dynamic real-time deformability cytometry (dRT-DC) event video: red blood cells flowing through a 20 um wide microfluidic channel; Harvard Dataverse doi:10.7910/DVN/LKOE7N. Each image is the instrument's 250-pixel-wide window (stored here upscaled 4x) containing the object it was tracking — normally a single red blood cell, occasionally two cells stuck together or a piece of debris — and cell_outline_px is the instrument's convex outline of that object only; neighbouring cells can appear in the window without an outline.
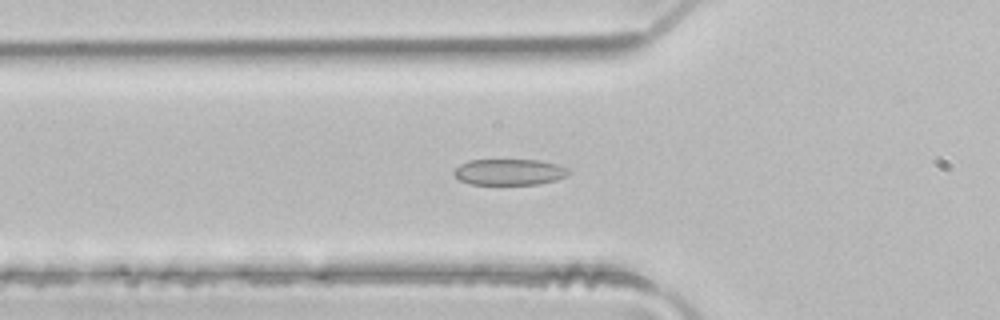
{"species": "common noctule bat (a hibernating species)", "species_latin": "Nyctalus noctula", "temperature_condition": "room temperature", "stored_images_in_passage": 48, "camera_frame_rate_fps": 3000, "um_per_image_px": 0.085, "animal": {"sex": "male", "body_mass_g": 21.5, "forearm_length_mm": 52.0}, "frame": {"image": 1, "passage_image": 16, "time_ms": 5.0, "image_size_px": [1000, 320], "cell_outline_px": [[568, 172], [564, 176], [556, 180], [536, 184], [472, 184], [460, 180], [452, 172], [460, 164], [468, 160], [540, 160], [556, 164], [568, 168]], "centroid_in_image_um": [43.26, 14.61], "position_along_channel_um": 82.5, "area_um2": 17.22}}
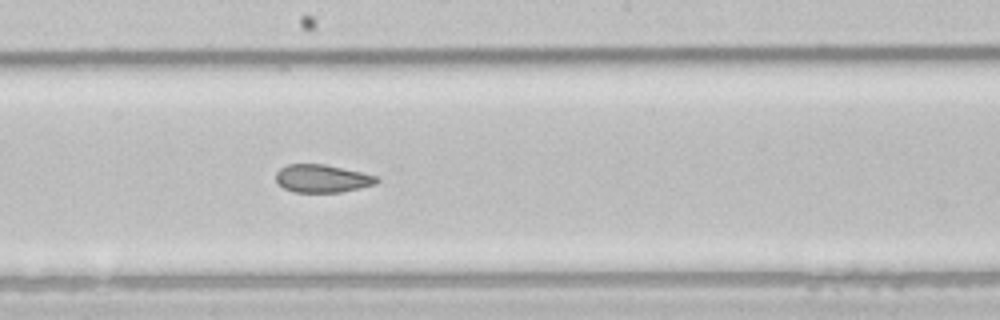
{"frame": {"image": 2, "passage_image": 26, "time_ms": 8.333, "image_size_px": [1000, 320], "cell_outline_px": [[380, 180], [376, 184], [360, 188], [340, 192], [292, 192], [284, 188], [276, 180], [276, 172], [280, 168], [288, 164], [324, 164], [360, 172], [376, 176]], "centroid_in_image_um": [27.37, 15.17], "position_along_channel_um": 220.8, "area_um2": 16.3}}
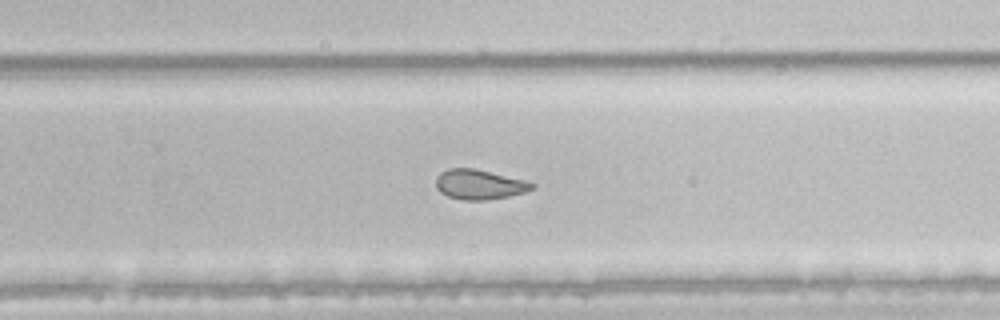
{"frame": {"image": 3, "passage_image": 31, "time_ms": 10.0, "image_size_px": [1000, 320], "cell_outline_px": [[536, 188], [524, 192], [508, 196], [488, 200], [464, 200], [448, 196], [440, 192], [436, 188], [436, 176], [440, 172], [448, 168], [472, 168], [524, 180], [536, 184]], "centroid_in_image_um": [40.72, 15.68], "position_along_channel_um": 289.1, "area_um2": 16.65}, "authors_computed_cell_mechanics": {"area_um2": 19.7098, "velocity_mm_per_s": 4.1224, "shape_relaxation_time_tau1_ms": null, "shape_relaxation_time_tau2_ms": 1.1683, "deformation_change_tau1": null, "deformation_change_tau2": 0.0758}}